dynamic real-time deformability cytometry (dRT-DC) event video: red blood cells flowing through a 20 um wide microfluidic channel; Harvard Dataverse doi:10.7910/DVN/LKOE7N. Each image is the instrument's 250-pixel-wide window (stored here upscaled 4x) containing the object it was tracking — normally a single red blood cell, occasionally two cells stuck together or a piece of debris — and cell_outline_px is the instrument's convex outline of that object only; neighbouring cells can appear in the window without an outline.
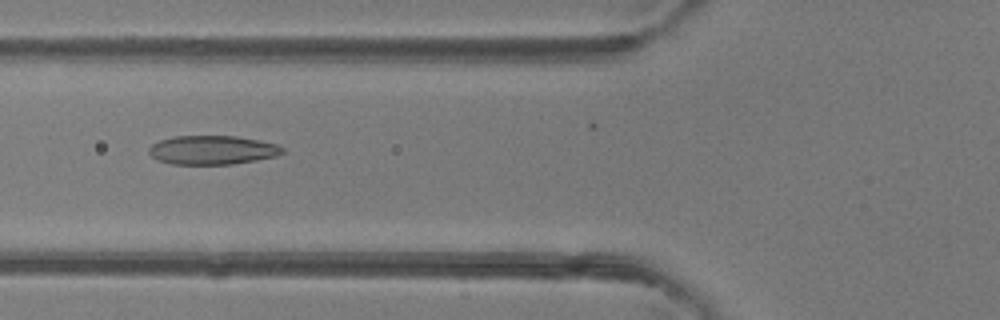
{"species": "common noctule bat (a hibernating species)", "species_latin": "Nyctalus noctula", "temperature_condition": "room temperature", "stored_images_in_passage": 38, "camera_frame_rate_fps": 3000, "um_per_image_px": 0.085, "animal": {"sex": "female"}, "frame": {"image": 1, "passage_image": 19, "time_ms": 6.0, "image_size_px": [1000, 320], "cell_outline_px": [[284, 152], [276, 156], [256, 160], [232, 164], [172, 164], [156, 160], [148, 152], [148, 148], [152, 144], [160, 140], [172, 136], [236, 136], [260, 140], [280, 144], [284, 148]], "centroid_in_image_um": [18.06, 12.74], "position_along_channel_um": 107.7, "area_um2": 22.72}}
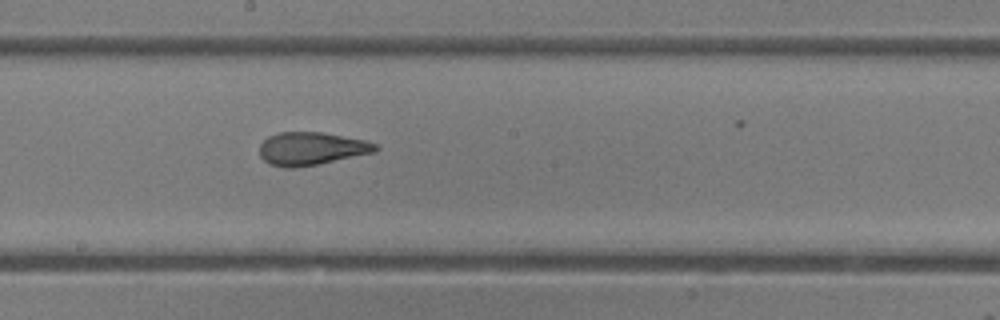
{"frame": {"image": 2, "passage_image": 27, "time_ms": 8.667, "image_size_px": [1000, 320], "cell_outline_px": [[380, 148], [376, 152], [320, 164], [296, 168], [284, 168], [268, 164], [260, 156], [260, 144], [268, 136], [280, 132], [320, 132], [364, 140], [376, 144]], "centroid_in_image_um": [26.46, 12.65], "position_along_channel_um": 221.7, "area_um2": 22.43}}
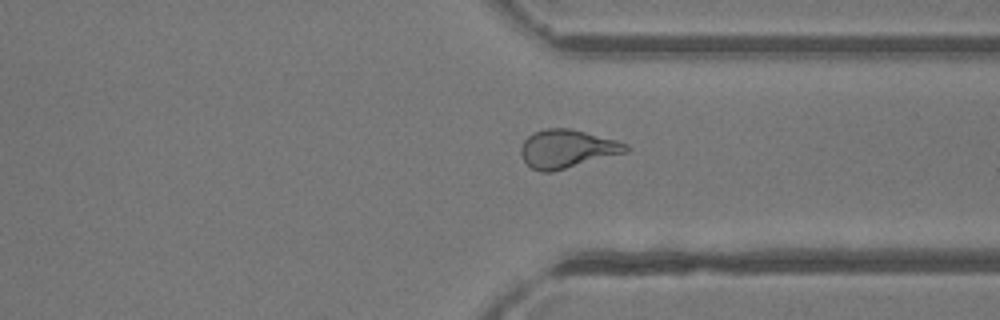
{"frame": {"image": 3, "passage_image": 37, "time_ms": 12.0, "image_size_px": [1000, 320], "cell_outline_px": [[628, 152], [552, 172], [540, 172], [532, 168], [524, 160], [520, 152], [520, 148], [524, 140], [532, 132], [548, 128], [568, 128], [616, 140], [628, 144]], "centroid_in_image_um": [48.19, 12.65], "position_along_channel_um": 363.2, "area_um2": 23.35}}